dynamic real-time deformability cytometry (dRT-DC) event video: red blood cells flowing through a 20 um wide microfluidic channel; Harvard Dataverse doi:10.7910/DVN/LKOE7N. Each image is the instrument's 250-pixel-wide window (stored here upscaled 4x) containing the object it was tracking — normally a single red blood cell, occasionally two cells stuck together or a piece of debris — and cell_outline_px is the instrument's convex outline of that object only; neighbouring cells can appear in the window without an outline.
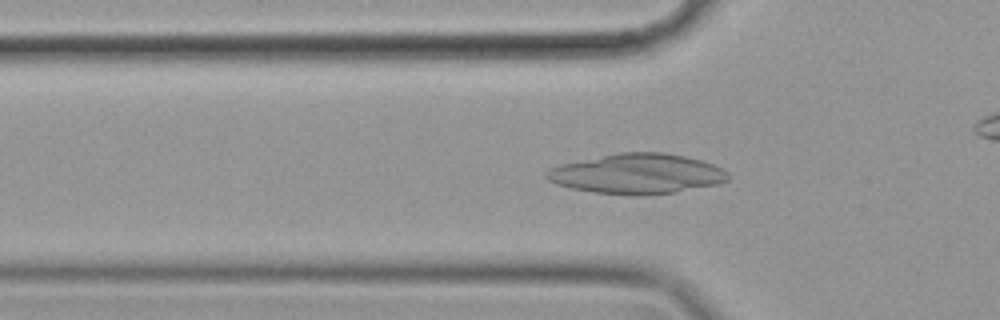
{"species": "common noctule bat (a hibernating species)", "species_latin": "Nyctalus noctula", "temperature_condition": "cold", "stored_images_in_passage": 46, "camera_frame_rate_fps": 3000, "um_per_image_px": 0.085, "animal": {"sex": "female", "body_mass_g": 19.9}, "frame": {"image": 1, "passage_image": 18, "time_ms": 5.667, "image_size_px": [1000, 320], "cell_outline_px": [[728, 180], [716, 184], [676, 192], [640, 196], [632, 196], [592, 192], [572, 188], [556, 184], [548, 180], [544, 176], [544, 172], [548, 168], [560, 164], [616, 152], [664, 152], [684, 156], [700, 160], [712, 164], [728, 172]], "centroid_in_image_um": [54.09, 14.77], "position_along_channel_um": 71.7, "area_um2": 42.66}}
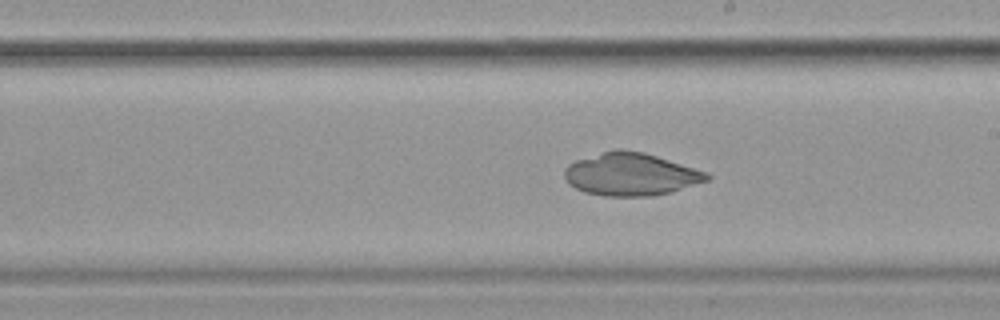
{"frame": {"image": 2, "passage_image": 32, "time_ms": 10.333, "image_size_px": [1000, 320], "cell_outline_px": [[712, 176], [708, 180], [672, 192], [652, 196], [604, 196], [584, 192], [568, 184], [564, 176], [564, 172], [568, 164], [576, 160], [616, 148], [620, 148], [644, 152], [708, 172]], "centroid_in_image_um": [53.62, 14.81], "position_along_channel_um": 235.4, "area_um2": 35.55}}
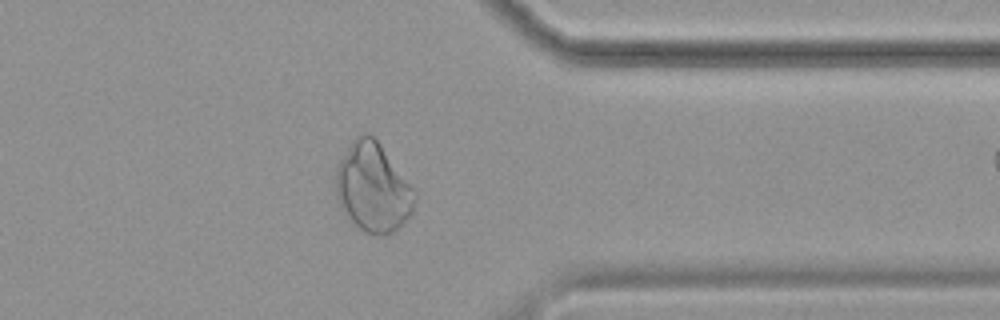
{"frame": {"image": 3, "passage_image": 45, "time_ms": 14.667, "image_size_px": [1000, 320], "cell_outline_px": [[416, 196], [412, 212], [400, 228], [384, 236], [368, 232], [360, 228], [352, 220], [336, 200], [336, 168], [340, 160], [352, 140], [356, 136], [364, 132], [372, 136], [380, 144], [416, 188]], "centroid_in_image_um": [31.74, 15.93], "position_along_channel_um": 379.7, "area_um2": 40.86}}